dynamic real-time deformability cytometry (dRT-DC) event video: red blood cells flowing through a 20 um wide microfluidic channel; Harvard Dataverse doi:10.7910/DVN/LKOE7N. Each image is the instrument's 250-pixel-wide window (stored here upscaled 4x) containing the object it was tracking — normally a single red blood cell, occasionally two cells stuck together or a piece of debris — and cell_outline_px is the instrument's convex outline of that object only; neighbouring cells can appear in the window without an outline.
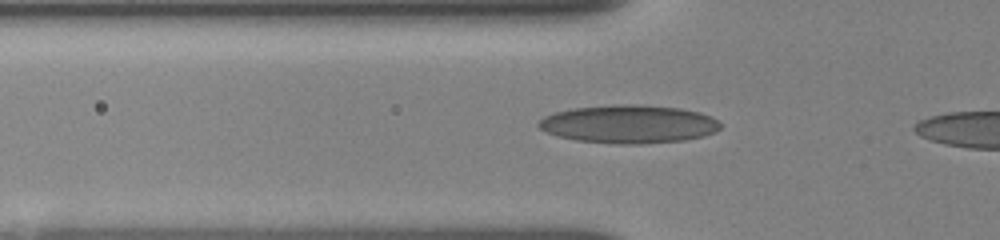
{"species": "human", "species_latin": "Homo sapiens", "temperature_condition": "room temperature", "stored_images_in_passage": 10, "camera_frame_rate_fps": 3000, "um_per_image_px": 0.085, "donor": {"sex": "female"}, "frame": {"image": 1, "passage_image": 7, "time_ms": 2.0, "image_size_px": [1000, 240], "cell_outline_px": [[720, 128], [716, 132], [704, 136], [684, 140], [640, 144], [616, 144], [576, 140], [560, 136], [548, 132], [540, 128], [536, 124], [544, 116], [556, 112], [572, 108], [616, 104], [636, 104], [680, 108], [700, 112], [712, 116], [720, 124]], "centroid_in_image_um": [53.47, 10.54], "position_along_channel_um": 72.3, "area_um2": 40.52}}